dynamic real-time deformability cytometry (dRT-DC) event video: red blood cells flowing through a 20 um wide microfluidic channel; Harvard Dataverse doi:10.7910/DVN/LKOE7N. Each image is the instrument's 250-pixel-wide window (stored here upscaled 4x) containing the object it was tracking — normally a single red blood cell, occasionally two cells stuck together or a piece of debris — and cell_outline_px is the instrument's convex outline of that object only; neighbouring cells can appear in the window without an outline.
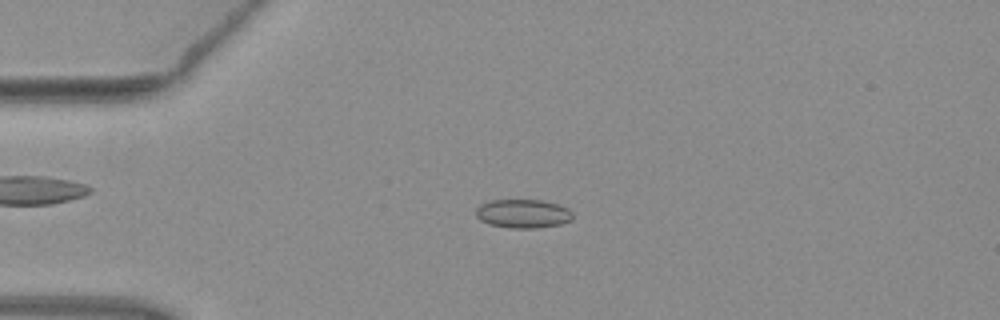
{"species": "common noctule bat (a hibernating species)", "species_latin": "Nyctalus noctula", "temperature_condition": "warm", "stored_images_in_passage": 3, "camera_frame_rate_fps": 3000, "um_per_image_px": 0.085, "animal": {"sex": "female", "body_mass_g": 19.3, "forearm_length_mm": 54.1}, "frame": {"image": 1, "passage_image": 3, "time_ms": 0.667, "image_size_px": [1000, 320], "cell_outline_px": [[572, 220], [560, 224], [536, 228], [512, 228], [488, 224], [480, 220], [476, 216], [476, 208], [480, 204], [492, 200], [544, 200], [568, 208], [572, 212]], "centroid_in_image_um": [44.44, 18.16], "position_along_channel_um": 40.6, "area_um2": 16.24}}